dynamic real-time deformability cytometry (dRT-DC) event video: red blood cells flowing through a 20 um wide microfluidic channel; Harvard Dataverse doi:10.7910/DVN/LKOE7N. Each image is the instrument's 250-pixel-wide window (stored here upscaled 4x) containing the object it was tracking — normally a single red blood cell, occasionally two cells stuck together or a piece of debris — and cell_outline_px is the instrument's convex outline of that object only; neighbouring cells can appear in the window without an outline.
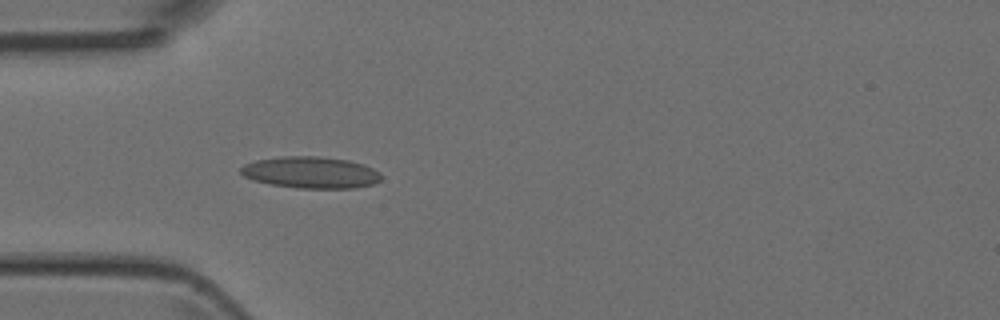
{"species": "Egyptian fruit bat (a non-hibernating species)", "species_latin": "Rousettus aegyptiacus", "temperature_condition": "room temperature", "stored_images_in_passage": 2, "camera_frame_rate_fps": 3000, "um_per_image_px": 0.085, "animal": {"sex": "female"}, "frame": {"image": 1, "passage_image": 2, "time_ms": 1.0, "image_size_px": [1000, 320], "cell_outline_px": [[380, 180], [372, 184], [356, 188], [296, 188], [272, 184], [252, 180], [244, 176], [240, 172], [240, 168], [244, 164], [256, 160], [284, 156], [316, 156], [348, 160], [364, 164], [380, 172]], "centroid_in_image_um": [26.41, 14.66], "position_along_channel_um": 58.6, "area_um2": 25.84}}